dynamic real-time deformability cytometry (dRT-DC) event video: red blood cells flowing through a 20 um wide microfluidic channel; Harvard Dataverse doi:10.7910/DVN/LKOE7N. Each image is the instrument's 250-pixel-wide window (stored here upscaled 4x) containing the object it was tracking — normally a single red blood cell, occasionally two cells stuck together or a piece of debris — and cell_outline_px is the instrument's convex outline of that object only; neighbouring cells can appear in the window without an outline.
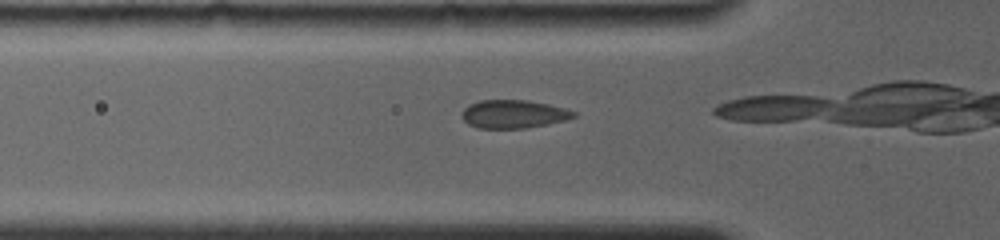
{"species": "common noctule bat (a hibernating species)", "species_latin": "Nyctalus noctula", "temperature_condition": "room temperature", "stored_images_in_passage": 3, "camera_frame_rate_fps": 4000, "um_per_image_px": 0.085, "animal": {"sex": "female", "body_mass_g": 19.0, "forearm_length_mm": 56.7}, "frame": {"image": 1, "passage_image": 2, "time_ms": 0.25, "image_size_px": [1000, 240], "cell_outline_px": [[576, 116], [564, 120], [548, 124], [524, 128], [476, 128], [468, 124], [460, 116], [460, 112], [468, 104], [480, 100], [528, 100], [548, 104], [564, 108], [576, 112]], "centroid_in_image_um": [43.59, 9.69], "position_along_channel_um": 82.2, "area_um2": 18.5}}